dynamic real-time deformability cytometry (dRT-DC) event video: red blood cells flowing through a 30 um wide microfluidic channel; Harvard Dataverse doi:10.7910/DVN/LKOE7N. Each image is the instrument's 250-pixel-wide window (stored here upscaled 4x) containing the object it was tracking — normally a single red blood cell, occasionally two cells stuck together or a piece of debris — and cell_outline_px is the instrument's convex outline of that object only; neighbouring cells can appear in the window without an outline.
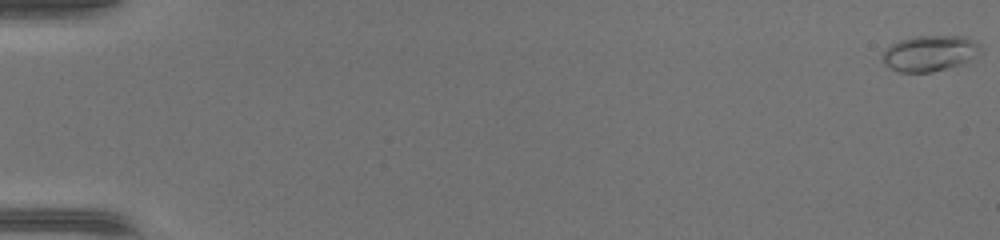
{"species": "common noctule bat (a hibernating species)", "species_latin": "Nyctalus noctula", "temperature_condition": "warm", "stored_images_in_passage": 50, "camera_frame_rate_fps": 3000, "um_per_image_px": 0.085, "animal": {"sex": "female", "body_mass_g": 17.0, "forearm_length_mm": 48.0}, "frame": {"image": 1, "passage_image": 1, "time_ms": 0.0, "image_size_px": [1000, 240], "cell_outline_px": [[984, 52], [972, 60], [948, 68], [932, 72], [900, 72], [884, 64], [884, 52], [892, 44], [900, 40], [916, 36], [968, 36], [976, 40], [980, 44]], "centroid_in_image_um": [79.15, 4.52], "position_along_channel_um": 5.9, "area_um2": 20.63}}
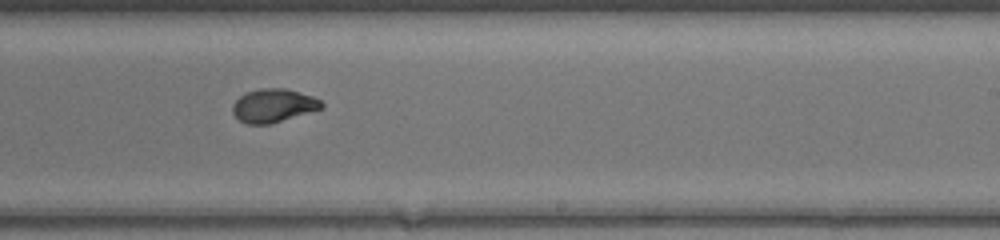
{"frame": {"image": 2, "passage_image": 32, "time_ms": 10.333, "image_size_px": [1000, 240], "cell_outline_px": [[324, 108], [268, 124], [248, 124], [240, 120], [232, 112], [232, 104], [244, 92], [260, 88], [284, 88], [312, 96], [320, 100], [324, 104]], "centroid_in_image_um": [23.22, 8.96], "position_along_channel_um": 265.8, "area_um2": 17.22}}
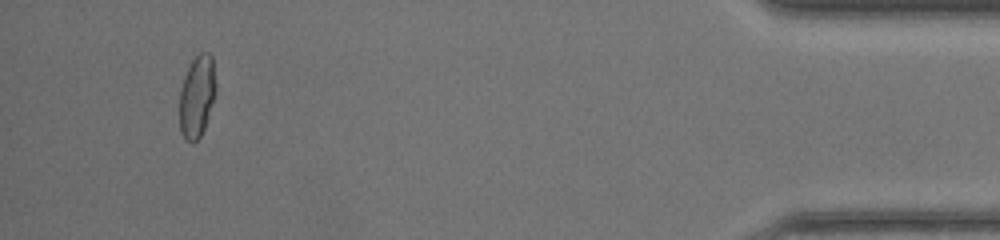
{"frame": {"image": 3, "passage_image": 47, "time_ms": 15.333, "image_size_px": [1000, 240], "cell_outline_px": [[216, 88], [208, 116], [204, 128], [200, 136], [192, 144], [180, 132], [180, 88], [184, 76], [192, 60], [200, 52], [208, 52], [212, 56], [216, 84]], "centroid_in_image_um": [16.74, 8.16], "position_along_channel_um": 418.5, "area_um2": 17.17}, "authors_computed_cell_mechanics": {"area_um2": 17.5134, "velocity_mm_per_s": 4.3816, "shape_relaxation_time_tau1_ms": null, "shape_relaxation_time_tau2_ms": 0.731, "deformation_change_tau1": null, "deformation_change_tau2": 0.0479}}